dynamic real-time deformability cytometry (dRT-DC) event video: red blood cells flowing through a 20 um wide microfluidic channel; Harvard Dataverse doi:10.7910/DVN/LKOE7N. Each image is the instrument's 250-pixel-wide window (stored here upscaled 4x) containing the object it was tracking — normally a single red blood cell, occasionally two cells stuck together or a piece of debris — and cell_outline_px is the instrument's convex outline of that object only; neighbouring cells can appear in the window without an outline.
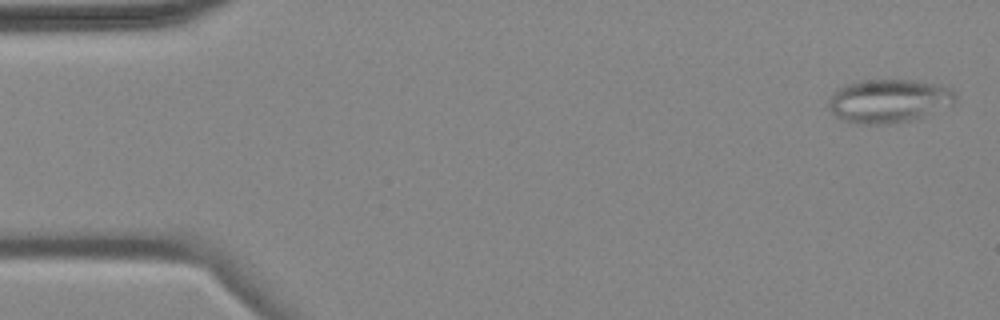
{"species": "common noctule bat (a hibernating species)", "species_latin": "Nyctalus noctula", "temperature_condition": "cold", "stored_images_in_passage": 5, "camera_frame_rate_fps": 3000, "um_per_image_px": 0.085, "animal": {"sex": "female", "body_mass_g": 18.4}, "frame": {"image": 1, "passage_image": 1, "time_ms": 0.0, "image_size_px": [1000, 320], "cell_outline_px": [[956, 100], [952, 104], [920, 116], [908, 120], [876, 124], [864, 124], [848, 120], [836, 116], [828, 108], [828, 100], [840, 88], [848, 84], [860, 80], [912, 80], [932, 84], [948, 88], [956, 96]], "centroid_in_image_um": [75.5, 8.56], "position_along_channel_um": 9.5, "area_um2": 30.98}}